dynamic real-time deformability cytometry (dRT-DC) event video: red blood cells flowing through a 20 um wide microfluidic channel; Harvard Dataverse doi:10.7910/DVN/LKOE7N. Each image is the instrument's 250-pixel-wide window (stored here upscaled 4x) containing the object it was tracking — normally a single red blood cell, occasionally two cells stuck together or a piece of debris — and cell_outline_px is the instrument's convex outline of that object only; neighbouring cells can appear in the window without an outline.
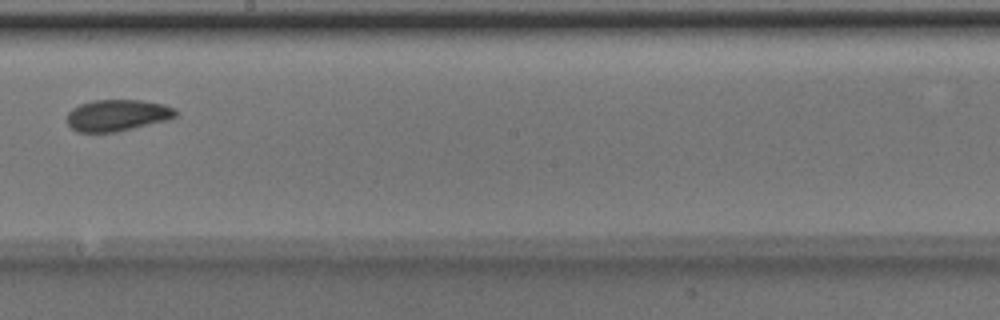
{"species": "Egyptian fruit bat (a non-hibernating species)", "species_latin": "Rousettus aegyptiacus", "temperature_condition": "room temperature", "stored_images_in_passage": 9, "camera_frame_rate_fps": 3000, "um_per_image_px": 0.085, "animal": {"sex": "male"}, "frame": {"image": 1, "passage_image": 9, "time_ms": 2.667, "image_size_px": [1000, 320], "cell_outline_px": [[176, 116], [168, 120], [116, 132], [76, 132], [64, 120], [68, 112], [72, 108], [80, 104], [92, 100], [140, 100], [164, 104], [176, 108]], "centroid_in_image_um": [9.94, 9.8], "position_along_channel_um": 238.3, "area_um2": 20.17}}